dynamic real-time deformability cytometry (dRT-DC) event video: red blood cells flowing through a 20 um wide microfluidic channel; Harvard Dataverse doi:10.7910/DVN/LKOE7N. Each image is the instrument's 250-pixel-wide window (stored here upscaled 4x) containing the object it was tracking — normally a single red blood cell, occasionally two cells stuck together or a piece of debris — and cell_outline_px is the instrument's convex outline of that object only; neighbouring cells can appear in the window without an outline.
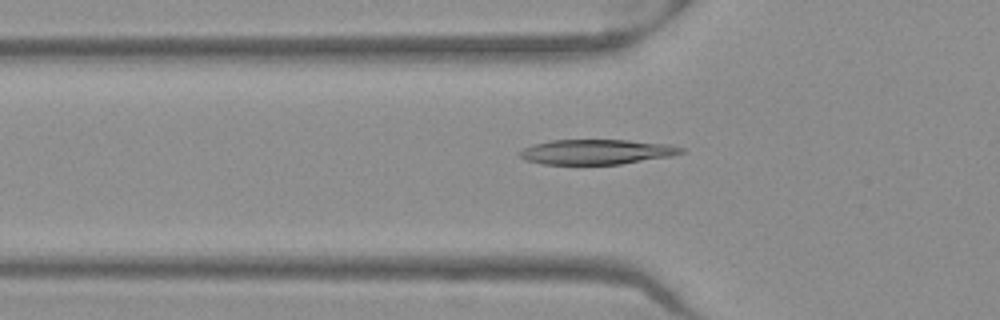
{"species": "Egyptian fruit bat (a non-hibernating species)", "species_latin": "Rousettus aegyptiacus", "temperature_condition": "warm", "stored_images_in_passage": 51, "camera_frame_rate_fps": 3000, "um_per_image_px": 0.085, "frame": {"image": 1, "passage_image": 17, "time_ms": 5.333, "image_size_px": [1000, 320], "cell_outline_px": [[684, 152], [672, 156], [620, 164], [544, 164], [524, 160], [516, 152], [532, 144], [552, 140], [628, 140], [668, 144], [684, 148]], "centroid_in_image_um": [50.68, 12.9], "position_along_channel_um": 75.1, "area_um2": 23.52}}
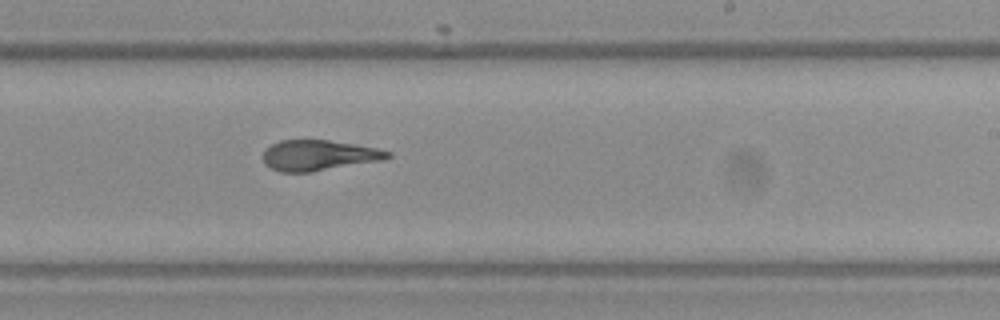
{"frame": {"image": 2, "passage_image": 31, "time_ms": 10.0, "image_size_px": [1000, 320], "cell_outline_px": [[392, 156], [380, 160], [312, 172], [280, 172], [264, 164], [264, 148], [280, 140], [328, 140], [376, 148], [392, 152]], "centroid_in_image_um": [27.06, 13.2], "position_along_channel_um": 261.9, "area_um2": 21.96}}
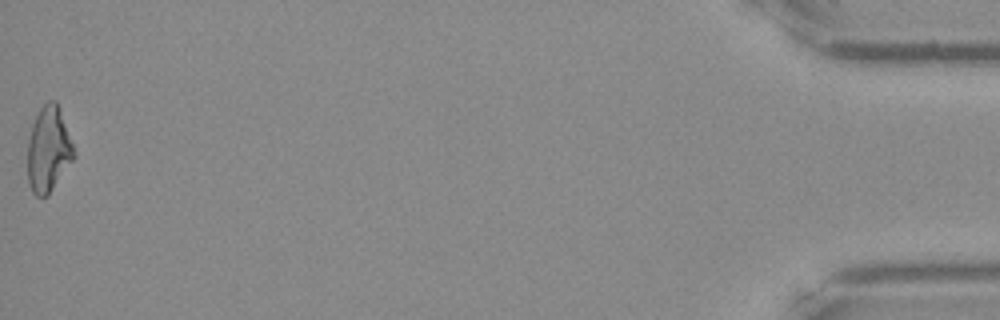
{"frame": {"image": 3, "passage_image": 51, "time_ms": 16.667, "image_size_px": [1000, 320], "cell_outline_px": [[76, 156], [48, 196], [36, 196], [32, 192], [28, 184], [28, 140], [32, 124], [40, 108], [48, 100], [56, 100], [72, 144]], "centroid_in_image_um": [4.11, 12.73], "position_along_channel_um": 431.1, "area_um2": 22.89}, "authors_computed_cell_mechanics": {"area_um2": 23.1778, "velocity_mm_per_s": 3.9808, "shape_relaxation_time_tau1_ms": 10.8895, "shape_relaxation_time_tau2_ms": 1.893, "deformation_change_tau1": 0.3289, "deformation_change_tau2": 0.1134}}